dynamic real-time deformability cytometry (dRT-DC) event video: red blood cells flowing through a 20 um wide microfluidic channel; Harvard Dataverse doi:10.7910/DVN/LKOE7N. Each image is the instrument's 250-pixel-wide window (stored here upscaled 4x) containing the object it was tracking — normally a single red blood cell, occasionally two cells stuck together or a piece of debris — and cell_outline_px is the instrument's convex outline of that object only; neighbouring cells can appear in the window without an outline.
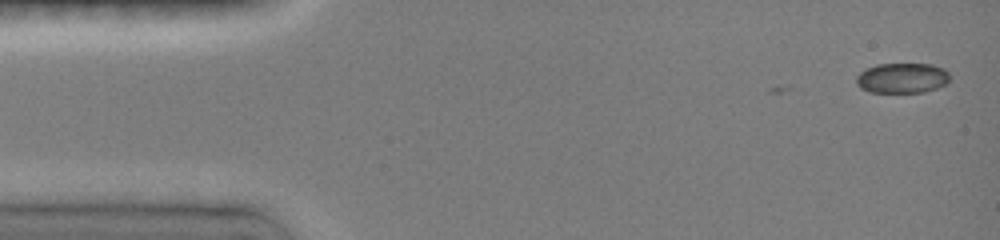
{"species": "common noctule bat (a hibernating species)", "species_latin": "Nyctalus noctula", "temperature_condition": "room temperature", "stored_images_in_passage": 3, "camera_frame_rate_fps": 3000, "um_per_image_px": 0.085, "animal": {"sex": "female", "body_mass_g": 19.0, "forearm_length_mm": 51.5}, "frame": {"image": 1, "passage_image": 3, "time_ms": 0.667, "image_size_px": [1000, 240], "cell_outline_px": [[948, 80], [944, 84], [936, 88], [924, 92], [872, 92], [860, 88], [856, 84], [856, 76], [864, 68], [876, 64], [932, 64], [944, 68], [948, 72]], "centroid_in_image_um": [76.64, 6.62], "position_along_channel_um": 8.4, "area_um2": 16.47}}